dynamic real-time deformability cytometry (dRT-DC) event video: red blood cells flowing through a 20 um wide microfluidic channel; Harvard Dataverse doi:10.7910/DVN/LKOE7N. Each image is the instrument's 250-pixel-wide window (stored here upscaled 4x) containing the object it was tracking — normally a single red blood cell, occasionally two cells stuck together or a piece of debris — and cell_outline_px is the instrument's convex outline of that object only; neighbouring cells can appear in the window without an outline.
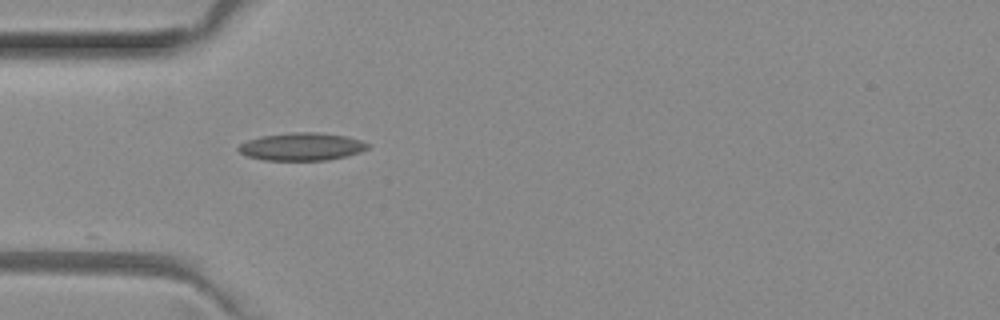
{"species": "common noctule bat (a hibernating species)", "species_latin": "Nyctalus noctula", "temperature_condition": "room temperature", "stored_images_in_passage": 5, "camera_frame_rate_fps": 3000, "um_per_image_px": 0.085, "animal": {"sex": "female", "body_mass_g": 29.2, "forearm_length_mm": 56.3}, "frame": {"image": 1, "passage_image": 5, "time_ms": 1.333, "image_size_px": [1000, 320], "cell_outline_px": [[372, 144], [368, 148], [360, 152], [348, 156], [328, 160], [264, 160], [248, 156], [240, 152], [236, 148], [240, 144], [248, 140], [260, 136], [292, 132], [316, 132], [344, 136], [360, 140]], "centroid_in_image_um": [25.66, 12.46], "position_along_channel_um": 59.3, "area_um2": 20.92}}